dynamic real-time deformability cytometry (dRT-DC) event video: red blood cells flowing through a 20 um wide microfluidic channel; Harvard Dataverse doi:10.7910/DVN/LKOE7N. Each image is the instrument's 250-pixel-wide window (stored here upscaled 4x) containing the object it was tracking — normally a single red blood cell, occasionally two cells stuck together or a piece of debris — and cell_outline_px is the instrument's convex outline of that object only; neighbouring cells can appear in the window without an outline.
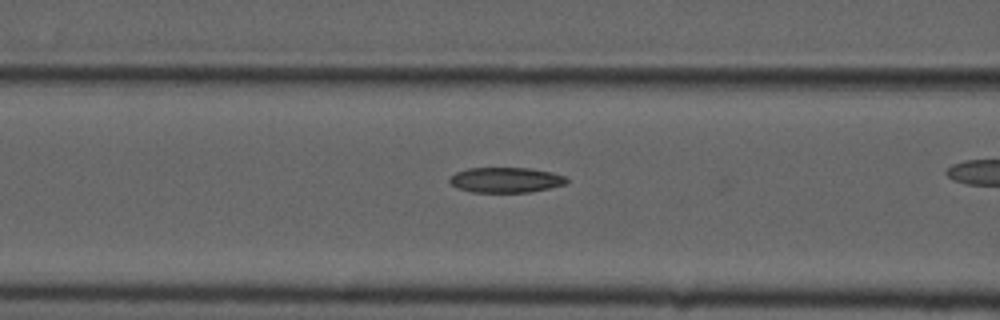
{"species": "common noctule bat (a hibernating species)", "species_latin": "Nyctalus noctula", "temperature_condition": "cold", "stored_images_in_passage": 37, "camera_frame_rate_fps": 3000, "um_per_image_px": 0.085, "animal": {"sex": "male", "forearm_length_mm": 52.5}, "frame": {"image": 1, "passage_image": 16, "time_ms": 5.0, "image_size_px": [1000, 320], "cell_outline_px": [[568, 184], [528, 192], [472, 192], [456, 188], [448, 180], [456, 172], [468, 168], [528, 168], [552, 172], [564, 176], [568, 180]], "centroid_in_image_um": [42.99, 15.29], "position_along_channel_um": 123.6, "area_um2": 17.17}}
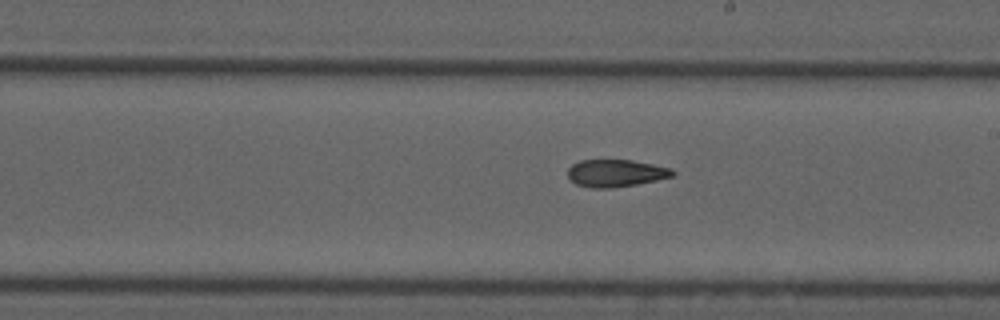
{"frame": {"image": 2, "passage_image": 25, "time_ms": 8.0, "image_size_px": [1000, 320], "cell_outline_px": [[676, 172], [672, 176], [656, 180], [636, 184], [608, 188], [588, 188], [576, 184], [568, 180], [568, 168], [572, 164], [580, 160], [632, 160], [672, 168]], "centroid_in_image_um": [52.3, 14.72], "position_along_channel_um": 236.7, "area_um2": 16.76}}
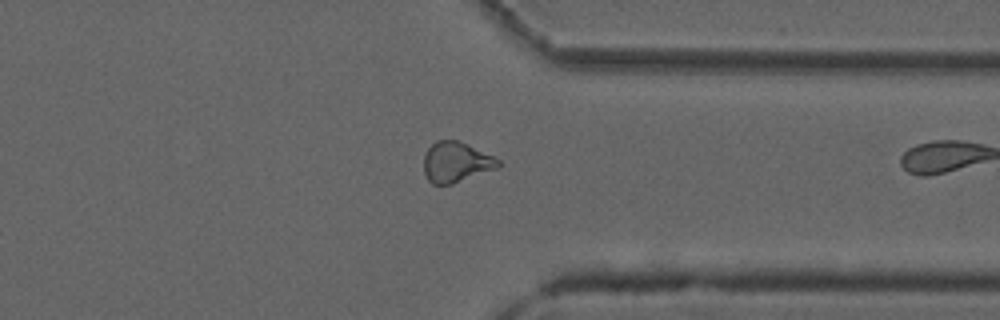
{"frame": {"image": 3, "passage_image": 36, "time_ms": 11.667, "image_size_px": [1000, 320], "cell_outline_px": [[500, 168], [452, 184], [432, 184], [428, 180], [424, 172], [424, 156], [428, 148], [436, 140], [456, 140], [492, 156], [500, 160]], "centroid_in_image_um": [38.76, 13.8], "position_along_channel_um": 372.6, "area_um2": 17.4}}